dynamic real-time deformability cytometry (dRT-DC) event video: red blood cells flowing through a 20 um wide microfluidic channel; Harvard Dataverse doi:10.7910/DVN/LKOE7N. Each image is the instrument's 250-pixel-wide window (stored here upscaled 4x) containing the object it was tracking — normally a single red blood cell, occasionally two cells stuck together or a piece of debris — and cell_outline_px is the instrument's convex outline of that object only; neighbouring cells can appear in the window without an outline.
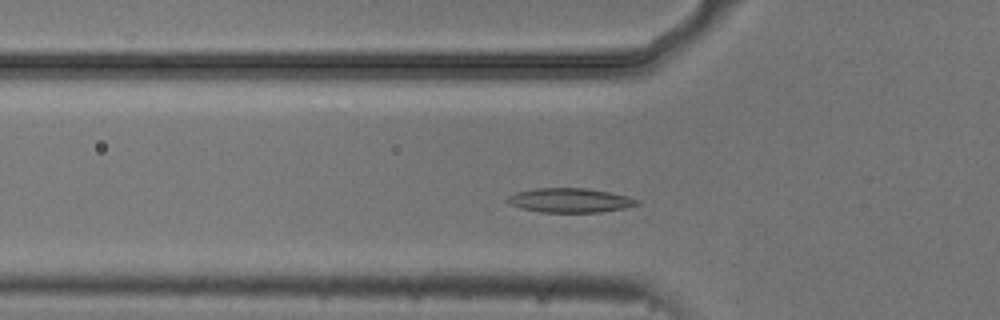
{"species": "common noctule bat (a hibernating species)", "species_latin": "Nyctalus noctula", "temperature_condition": "cold", "stored_images_in_passage": 47, "camera_frame_rate_fps": 3000, "um_per_image_px": 0.085, "animal": {"sex": "male", "body_mass_g": 20.5, "forearm_length_mm": 52.5}, "frame": {"image": 1, "passage_image": 11, "time_ms": 3.333, "image_size_px": [1000, 320], "cell_outline_px": [[640, 204], [624, 208], [600, 212], [540, 212], [520, 208], [508, 204], [504, 200], [508, 196], [516, 192], [536, 188], [584, 188], [608, 192], [628, 196], [640, 200]], "centroid_in_image_um": [48.41, 17.03], "position_along_channel_um": 77.4, "area_um2": 18.44}}
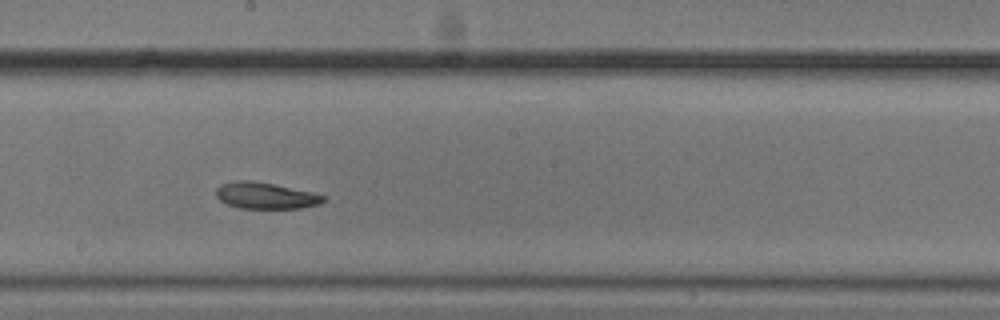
{"frame": {"image": 2, "passage_image": 23, "time_ms": 7.333, "image_size_px": [1000, 320], "cell_outline_px": [[324, 200], [320, 204], [300, 208], [240, 208], [228, 204], [220, 200], [216, 196], [216, 188], [220, 184], [232, 180], [248, 180], [272, 184], [312, 192], [324, 196]], "centroid_in_image_um": [22.52, 16.62], "position_along_channel_um": 225.7, "area_um2": 16.36}}
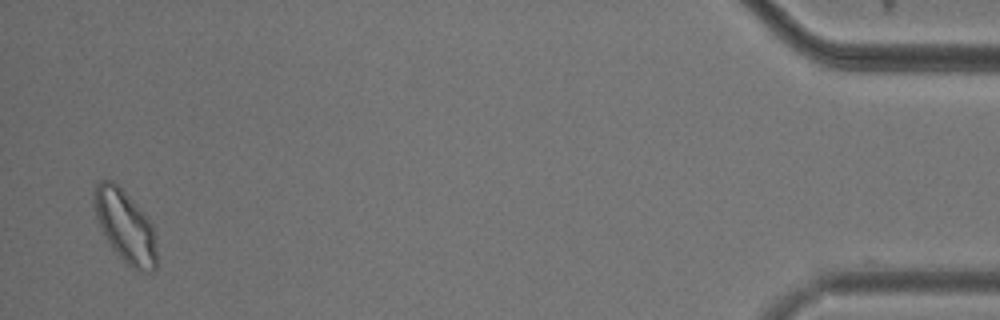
{"frame": {"image": 3, "passage_image": 46, "time_ms": 15.0, "image_size_px": [1000, 320], "cell_outline_px": [[156, 268], [152, 272], [140, 272], [132, 268], [112, 248], [96, 220], [92, 204], [92, 192], [96, 184], [100, 180], [112, 180], [132, 200], [152, 224], [156, 236]], "centroid_in_image_um": [10.62, 19.24], "position_along_channel_um": 424.6, "area_um2": 26.41}, "authors_computed_cell_mechanics": {"area_um2": 17.918, "velocity_mm_per_s": 3.6988, "shape_relaxation_time_tau1_ms": 6.3227, "shape_relaxation_time_tau2_ms": 6.2731, "deformation_change_tau1": 0.1325, "deformation_change_tau2": 0.1056}}